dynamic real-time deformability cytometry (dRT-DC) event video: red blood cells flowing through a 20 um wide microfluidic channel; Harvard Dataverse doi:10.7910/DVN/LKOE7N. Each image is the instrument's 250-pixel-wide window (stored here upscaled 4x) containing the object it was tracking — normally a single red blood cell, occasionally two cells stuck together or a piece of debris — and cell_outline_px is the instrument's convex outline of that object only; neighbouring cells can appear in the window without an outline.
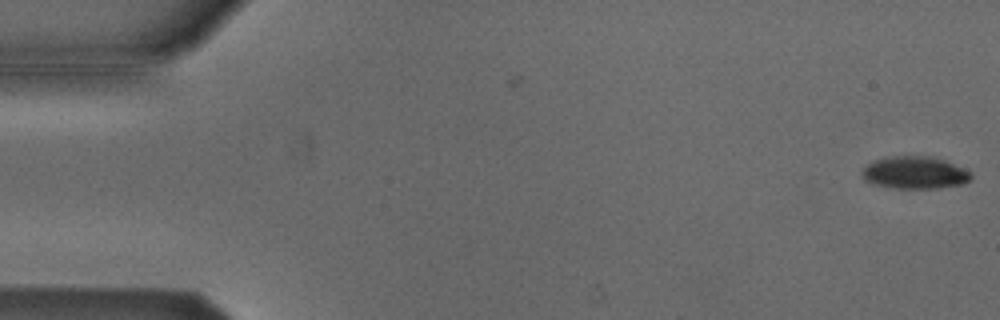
{"species": "Egyptian fruit bat (a non-hibernating species)", "species_latin": "Rousettus aegyptiacus", "temperature_condition": "cold", "stored_images_in_passage": 3, "camera_frame_rate_fps": 3000, "um_per_image_px": 0.085, "animal": {"sex": "male"}, "frame": {"image": 1, "passage_image": 3, "time_ms": 0.667, "image_size_px": [1000, 320], "cell_outline_px": [[972, 176], [964, 184], [936, 188], [896, 188], [872, 184], [864, 180], [860, 176], [864, 168], [872, 160], [892, 156], [928, 156], [944, 160], [972, 172]], "centroid_in_image_um": [77.73, 14.68], "position_along_channel_um": 7.3, "area_um2": 20.58}}